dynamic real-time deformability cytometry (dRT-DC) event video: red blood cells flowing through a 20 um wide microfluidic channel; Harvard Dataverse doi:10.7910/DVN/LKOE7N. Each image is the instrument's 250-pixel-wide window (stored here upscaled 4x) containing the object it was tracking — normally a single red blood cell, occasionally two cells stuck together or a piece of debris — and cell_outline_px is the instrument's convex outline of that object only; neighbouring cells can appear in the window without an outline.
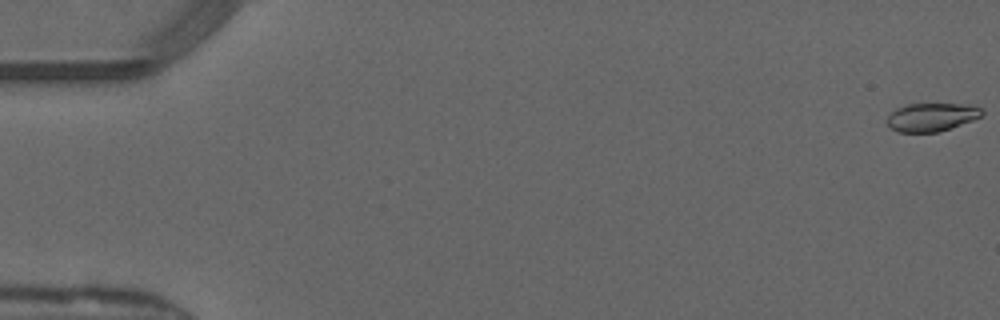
{"species": "common noctule bat (a hibernating species)", "species_latin": "Nyctalus noctula", "temperature_condition": "warm", "stored_images_in_passage": 9, "camera_frame_rate_fps": 3000, "um_per_image_px": 0.085, "animal": {"sex": "male", "forearm_length_mm": 52.5}, "frame": {"image": 1, "passage_image": 1, "time_ms": 0.0, "image_size_px": [1000, 320], "cell_outline_px": [[984, 112], [980, 116], [972, 120], [940, 132], [896, 132], [888, 128], [884, 120], [896, 108], [904, 104], [968, 104], [980, 108]], "centroid_in_image_um": [79.1, 9.96], "position_along_channel_um": 5.9, "area_um2": 15.84}}